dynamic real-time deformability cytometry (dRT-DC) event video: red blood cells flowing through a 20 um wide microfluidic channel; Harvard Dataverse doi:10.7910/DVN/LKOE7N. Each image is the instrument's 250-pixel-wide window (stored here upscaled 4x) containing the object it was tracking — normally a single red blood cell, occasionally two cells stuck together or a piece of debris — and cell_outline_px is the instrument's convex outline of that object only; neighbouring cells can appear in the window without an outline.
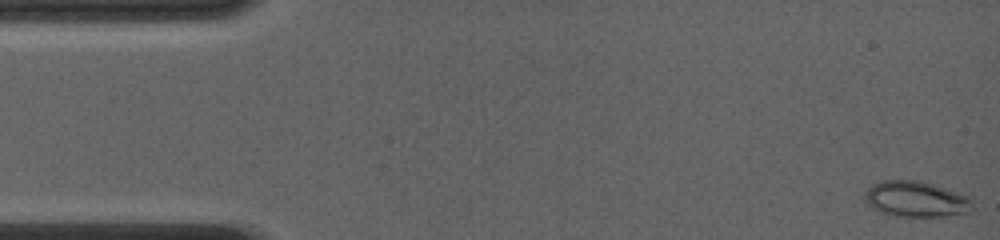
{"species": "common noctule bat (a hibernating species)", "species_latin": "Nyctalus noctula", "temperature_condition": "room temperature", "stored_images_in_passage": 21, "camera_frame_rate_fps": 4000, "um_per_image_px": 0.085, "animal": {"sex": "female", "body_mass_g": 19.0, "forearm_length_mm": 56.7}, "frame": {"image": 1, "passage_image": 1, "time_ms": 0.0, "image_size_px": [1000, 240], "cell_outline_px": [[972, 212], [944, 216], [896, 216], [872, 208], [864, 200], [864, 192], [872, 184], [880, 180], [920, 180], [968, 196], [972, 200]], "centroid_in_image_um": [77.84, 16.92], "position_along_channel_um": 7.2, "area_um2": 22.43}}
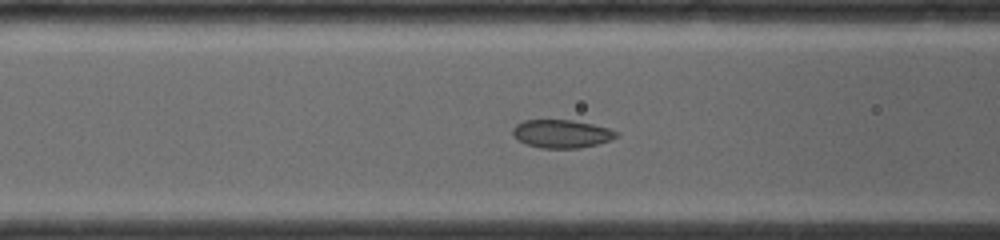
{"frame": {"image": 2, "passage_image": 15, "time_ms": 5.75, "image_size_px": [1000, 240], "cell_outline_px": [[620, 132], [612, 140], [580, 148], [540, 148], [524, 144], [512, 136], [512, 128], [516, 124], [524, 120], [572, 120], [592, 124], [608, 128]], "centroid_in_image_um": [47.7, 11.37], "position_along_channel_um": 118.9, "area_um2": 17.17}}
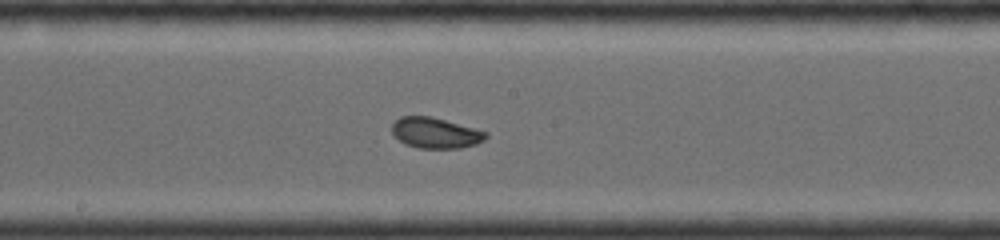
{"frame": {"image": 3, "passage_image": 21, "time_ms": 8.0, "image_size_px": [1000, 240], "cell_outline_px": [[488, 136], [484, 140], [476, 144], [460, 148], [420, 148], [404, 144], [392, 132], [392, 124], [400, 116], [432, 116], [488, 132]], "centroid_in_image_um": [37.02, 11.29], "position_along_channel_um": 211.2, "area_um2": 16.76}}